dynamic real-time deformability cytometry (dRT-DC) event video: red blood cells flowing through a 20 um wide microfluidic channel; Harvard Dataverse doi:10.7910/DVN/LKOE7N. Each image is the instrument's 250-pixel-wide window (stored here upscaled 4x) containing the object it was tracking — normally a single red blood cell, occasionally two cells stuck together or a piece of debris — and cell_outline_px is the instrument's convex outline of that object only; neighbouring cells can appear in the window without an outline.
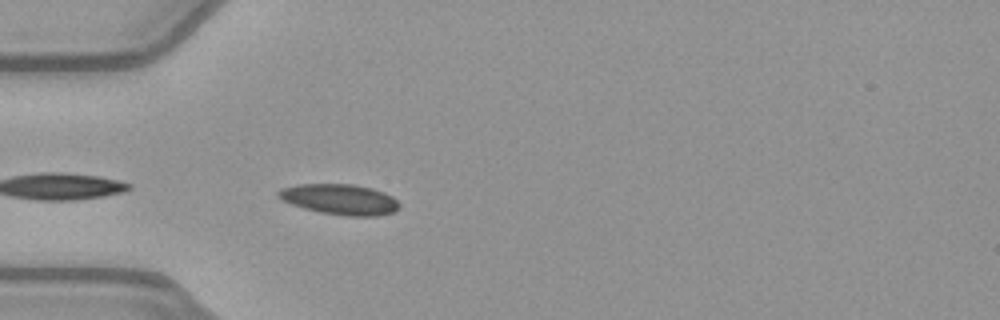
{"species": "common noctule bat (a hibernating species)", "species_latin": "Nyctalus noctula", "temperature_condition": "warm", "stored_images_in_passage": 16, "camera_frame_rate_fps": 3000, "um_per_image_px": 0.085, "animal": {"sex": "female", "body_mass_g": 21.9}, "frame": {"image": 1, "passage_image": 3, "time_ms": 0.667, "image_size_px": [1000, 320], "cell_outline_px": [[400, 208], [396, 212], [376, 216], [348, 216], [320, 212], [304, 208], [292, 204], [276, 196], [276, 192], [280, 188], [300, 184], [352, 184], [372, 188], [384, 192], [392, 196], [400, 204]], "centroid_in_image_um": [28.91, 16.94], "position_along_channel_um": 56.1, "area_um2": 21.62}}
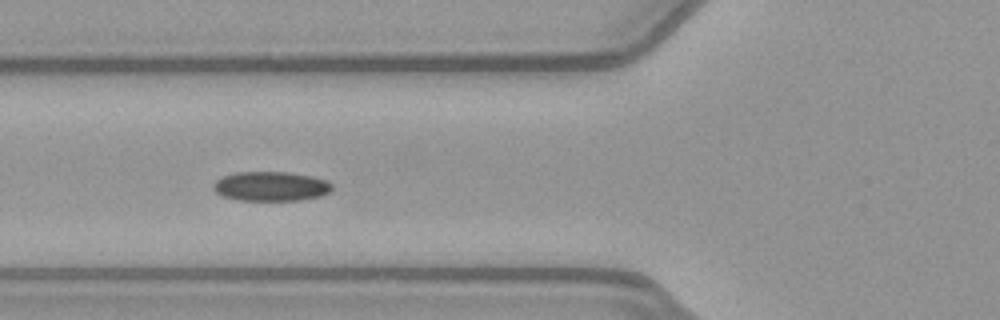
{"frame": {"image": 2, "passage_image": 7, "time_ms": 2.0, "image_size_px": [1000, 320], "cell_outline_px": [[332, 188], [328, 192], [320, 196], [300, 200], [236, 200], [224, 196], [216, 192], [212, 188], [212, 184], [216, 180], [224, 176], [236, 172], [288, 172], [312, 176], [328, 180], [332, 184]], "centroid_in_image_um": [23.02, 15.83], "position_along_channel_um": 102.8, "area_um2": 20.4}}